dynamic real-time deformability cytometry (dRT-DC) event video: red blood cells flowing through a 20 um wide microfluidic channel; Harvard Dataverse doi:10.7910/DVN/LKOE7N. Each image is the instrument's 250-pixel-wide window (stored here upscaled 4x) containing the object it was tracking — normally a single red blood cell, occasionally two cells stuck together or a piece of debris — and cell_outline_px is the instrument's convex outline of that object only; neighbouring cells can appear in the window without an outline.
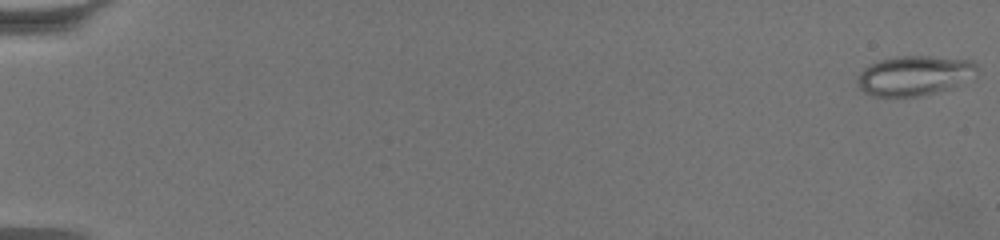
{"species": "common noctule bat (a hibernating species)", "species_latin": "Nyctalus noctula", "temperature_condition": "warm", "stored_images_in_passage": 64, "camera_frame_rate_fps": 3000, "um_per_image_px": 0.085, "animal": {"sex": "female", "body_mass_g": 19.5, "forearm_length_mm": 54.1}, "frame": {"image": 1, "passage_image": 1, "time_ms": 0.0, "image_size_px": [1000, 240], "cell_outline_px": [[976, 68], [952, 88], [920, 96], [872, 96], [864, 92], [860, 88], [860, 72], [868, 64], [880, 60], [896, 56], [928, 56], [972, 60], [976, 64]], "centroid_in_image_um": [77.64, 6.41], "position_along_channel_um": 7.4, "area_um2": 26.93}}
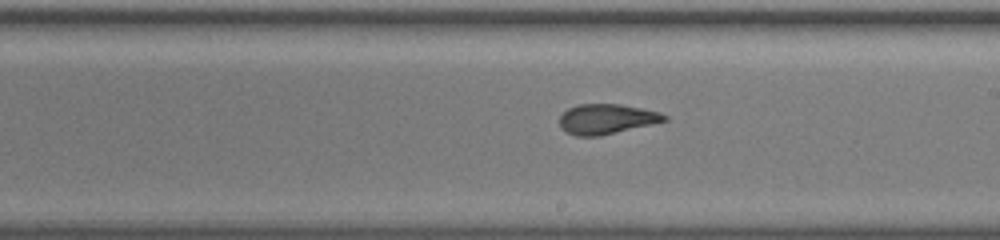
{"frame": {"image": 2, "passage_image": 39, "time_ms": 12.667, "image_size_px": [1000, 240], "cell_outline_px": [[668, 120], [600, 136], [576, 136], [564, 132], [560, 128], [560, 116], [568, 108], [580, 104], [620, 104], [660, 112], [668, 116]], "centroid_in_image_um": [51.53, 10.12], "position_along_channel_um": 237.5, "area_um2": 18.32}}
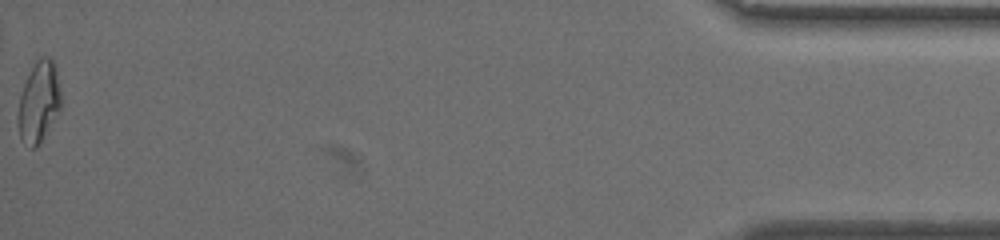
{"frame": {"image": 3, "passage_image": 64, "time_ms": 21.0, "image_size_px": [1000, 240], "cell_outline_px": [[60, 108], [36, 148], [32, 148], [20, 140], [16, 124], [16, 116], [20, 96], [24, 84], [36, 60], [40, 56], [48, 56], [56, 64], [60, 92]], "centroid_in_image_um": [3.26, 8.66], "position_along_channel_um": 431.9, "area_um2": 20.23}, "authors_computed_cell_mechanics": {"area_um2": 19.3341, "velocity_mm_per_s": 3.3988, "shape_relaxation_time_tau1_ms": null, "shape_relaxation_time_tau2_ms": 1.2239, "deformation_change_tau1": null, "deformation_change_tau2": 0.0795}}